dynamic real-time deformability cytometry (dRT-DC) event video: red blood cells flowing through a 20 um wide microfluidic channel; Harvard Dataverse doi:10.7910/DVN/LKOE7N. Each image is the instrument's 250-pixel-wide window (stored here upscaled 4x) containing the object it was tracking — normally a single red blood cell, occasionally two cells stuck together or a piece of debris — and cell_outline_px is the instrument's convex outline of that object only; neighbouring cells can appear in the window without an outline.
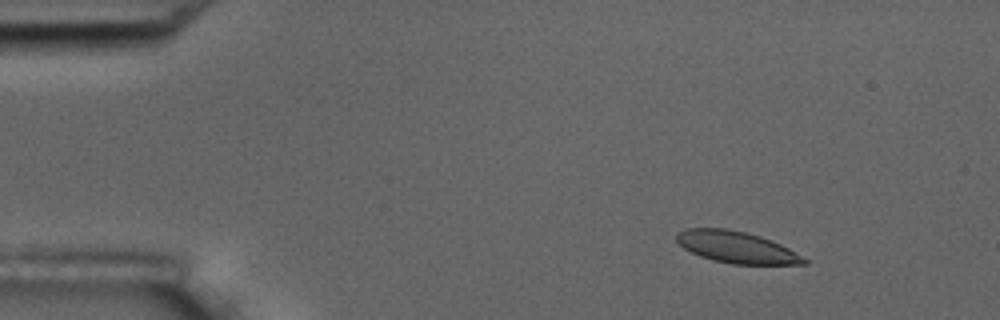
{"species": "common noctule bat (a hibernating species)", "species_latin": "Nyctalus noctula", "temperature_condition": "room temperature", "stored_images_in_passage": 16, "camera_frame_rate_fps": 3000, "um_per_image_px": 0.085, "animal": {"sex": "male", "body_mass_g": 17.5, "forearm_length_mm": 52.3}, "frame": {"image": 1, "passage_image": 3, "time_ms": 2.0, "image_size_px": [1000, 320], "cell_outline_px": [[808, 264], [732, 264], [712, 260], [700, 256], [684, 248], [676, 240], [676, 236], [680, 232], [688, 228], [728, 228], [760, 236], [780, 244], [788, 248], [808, 260]], "centroid_in_image_um": [62.6, 21.01], "position_along_channel_um": 22.4, "area_um2": 23.24}}
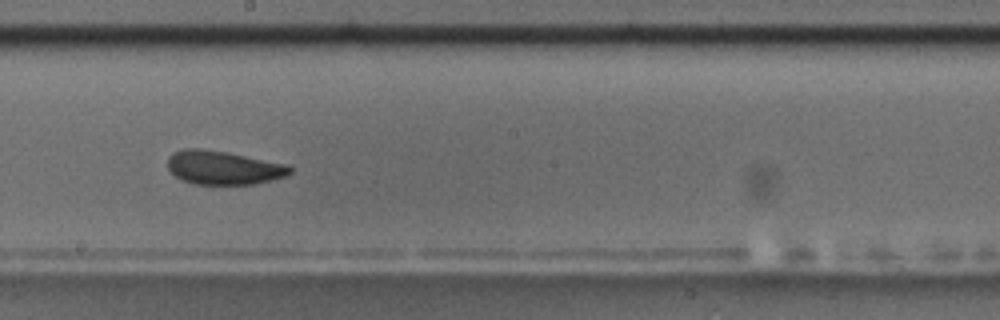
{"frame": {"image": 2, "passage_image": 10, "time_ms": 10.0, "image_size_px": [1000, 320], "cell_outline_px": [[292, 172], [284, 176], [272, 180], [256, 184], [196, 184], [184, 180], [176, 176], [168, 168], [168, 156], [172, 152], [184, 148], [204, 148], [228, 152], [288, 164], [292, 168]], "centroid_in_image_um": [19.0, 14.23], "position_along_channel_um": 229.2, "area_um2": 24.16}, "authors_computed_cell_mechanics": {"area_um2": 24.0737, "velocity_mm_per_s": 3.6157, "shape_relaxation_time_tau1_ms": 5.4091, "shape_relaxation_time_tau2_ms": 1.7959, "deformation_change_tau1": 0.0989, "deformation_change_tau2": 0.0787}}